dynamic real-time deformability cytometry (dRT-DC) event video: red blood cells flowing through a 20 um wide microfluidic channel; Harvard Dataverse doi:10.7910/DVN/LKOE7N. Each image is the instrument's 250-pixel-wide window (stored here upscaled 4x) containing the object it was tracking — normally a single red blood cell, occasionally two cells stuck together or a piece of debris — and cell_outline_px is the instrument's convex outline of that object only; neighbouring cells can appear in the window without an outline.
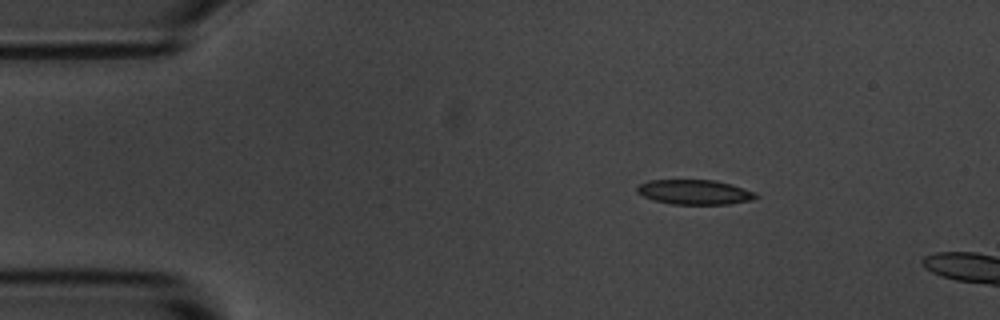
{"species": "common noctule bat (a hibernating species)", "species_latin": "Nyctalus noctula", "temperature_condition": "room temperature", "stored_images_in_passage": 5, "camera_frame_rate_fps": 3000, "um_per_image_px": 0.085, "animal": {"sex": "male", "body_mass_g": 20.1, "forearm_length_mm": 53.5}, "frame": {"image": 1, "passage_image": 2, "time_ms": 0.333, "image_size_px": [1000, 320], "cell_outline_px": [[760, 196], [752, 200], [728, 204], [672, 204], [652, 200], [636, 192], [636, 188], [640, 184], [648, 180], [716, 180], [732, 184], [756, 192]], "centroid_in_image_um": [59.06, 16.32], "position_along_channel_um": 25.9, "area_um2": 17.28}}
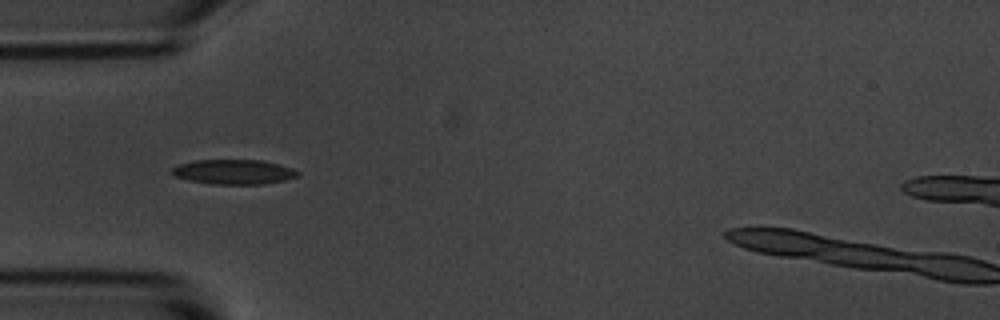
{"frame": {"image": 2, "passage_image": 4, "time_ms": 1.0, "image_size_px": [1000, 320], "cell_outline_px": [[300, 172], [296, 176], [284, 180], [264, 184], [212, 184], [188, 180], [176, 176], [172, 172], [172, 168], [180, 164], [196, 160], [260, 160], [292, 168]], "centroid_in_image_um": [19.86, 14.61], "position_along_channel_um": 65.1, "area_um2": 17.86}}